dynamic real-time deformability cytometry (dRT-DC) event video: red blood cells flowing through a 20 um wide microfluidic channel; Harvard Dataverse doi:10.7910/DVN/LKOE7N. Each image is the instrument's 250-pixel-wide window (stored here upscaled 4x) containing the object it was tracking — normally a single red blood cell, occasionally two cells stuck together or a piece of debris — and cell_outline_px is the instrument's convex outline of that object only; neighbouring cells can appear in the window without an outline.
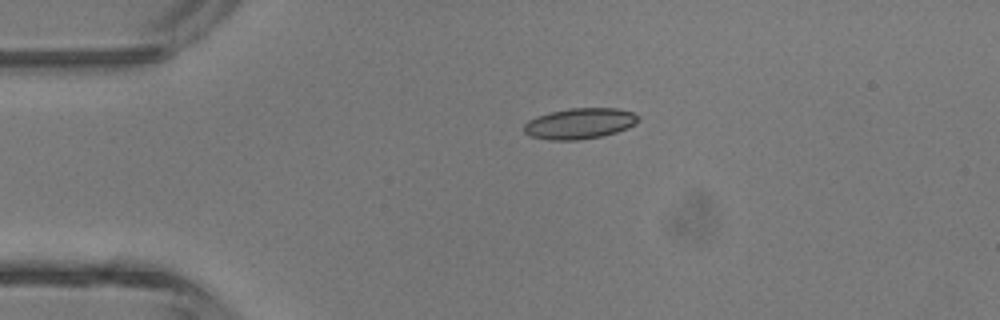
{"species": "common noctule bat (a hibernating species)", "species_latin": "Nyctalus noctula", "temperature_condition": "room temperature", "stored_images_in_passage": 4, "camera_frame_rate_fps": 3000, "um_per_image_px": 0.085, "animal": {"sex": "male", "body_mass_g": 13.3}, "frame": {"image": 1, "passage_image": 4, "time_ms": 4.333, "image_size_px": [1000, 320], "cell_outline_px": [[640, 120], [636, 124], [628, 128], [604, 136], [576, 140], [548, 140], [532, 136], [524, 132], [524, 124], [528, 120], [536, 116], [568, 108], [616, 108], [632, 112], [640, 116]], "centroid_in_image_um": [49.3, 10.5], "position_along_channel_um": 35.7, "area_um2": 20.63}}